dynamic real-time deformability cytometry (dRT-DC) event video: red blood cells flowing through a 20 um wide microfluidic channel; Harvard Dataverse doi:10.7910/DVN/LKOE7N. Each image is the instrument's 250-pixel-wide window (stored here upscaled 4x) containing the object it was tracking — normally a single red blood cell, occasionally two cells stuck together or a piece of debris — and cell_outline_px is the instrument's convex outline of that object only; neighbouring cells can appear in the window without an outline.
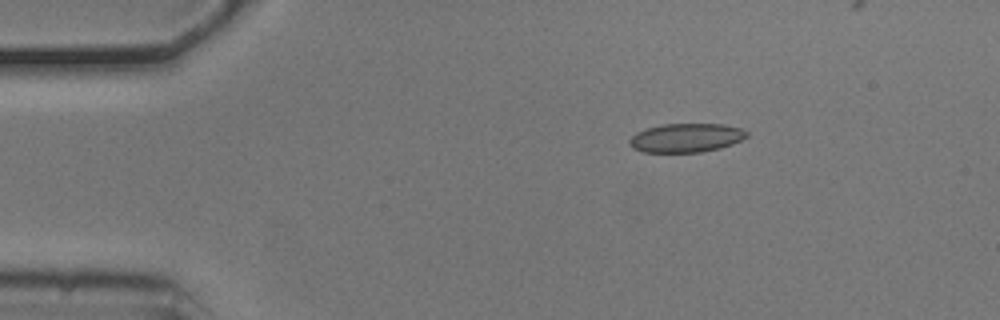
{"species": "common noctule bat (a hibernating species)", "species_latin": "Nyctalus noctula", "temperature_condition": "cold", "stored_images_in_passage": 41, "camera_frame_rate_fps": 3000, "um_per_image_px": 0.085, "animal": {"sex": "male", "body_mass_g": 20.5, "forearm_length_mm": 52.5}, "frame": {"image": 1, "passage_image": 1, "time_ms": 0.0, "image_size_px": [1000, 320], "cell_outline_px": [[748, 136], [732, 144], [720, 148], [700, 152], [644, 152], [632, 148], [628, 144], [628, 140], [636, 132], [648, 128], [664, 124], [724, 124], [740, 128], [748, 132]], "centroid_in_image_um": [58.3, 11.71], "position_along_channel_um": 26.7, "area_um2": 19.71}}
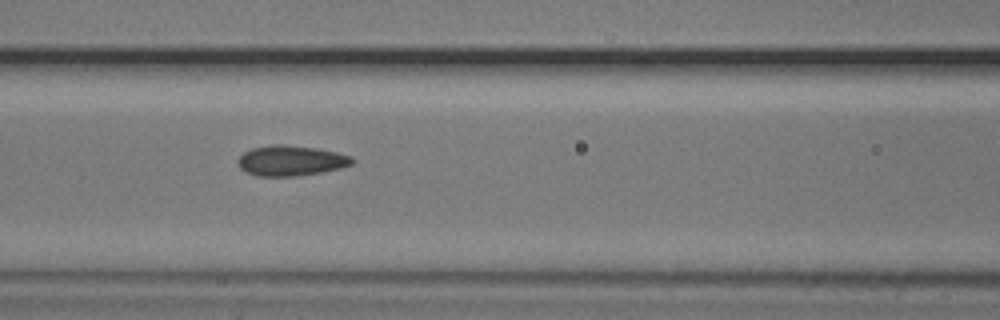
{"frame": {"image": 2, "passage_image": 15, "time_ms": 4.667, "image_size_px": [1000, 320], "cell_outline_px": [[356, 160], [352, 164], [340, 168], [320, 172], [296, 176], [256, 176], [244, 172], [240, 168], [236, 160], [244, 152], [252, 148], [272, 144], [284, 144], [316, 148], [336, 152], [352, 156]], "centroid_in_image_um": [24.7, 13.65], "position_along_channel_um": 141.9, "area_um2": 20.35}}
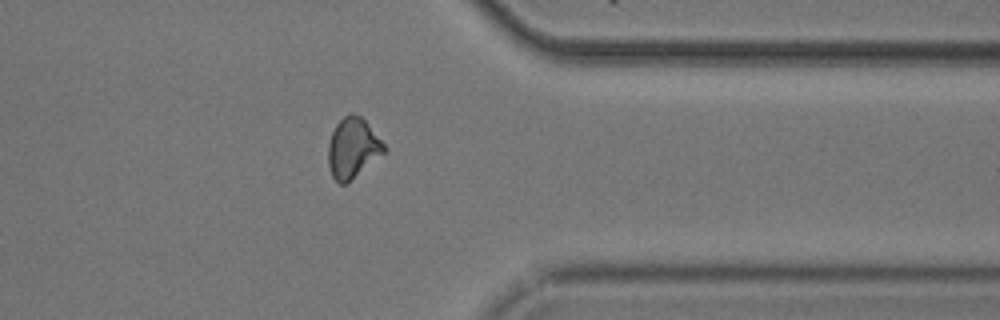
{"frame": {"image": 3, "passage_image": 35, "time_ms": 11.333, "image_size_px": [1000, 320], "cell_outline_px": [[388, 148], [384, 152], [352, 180], [344, 184], [340, 184], [332, 176], [328, 164], [328, 144], [332, 132], [336, 124], [348, 112], [352, 112], [360, 116], [368, 124]], "centroid_in_image_um": [29.97, 12.57], "position_along_channel_um": 381.4, "area_um2": 19.54}}